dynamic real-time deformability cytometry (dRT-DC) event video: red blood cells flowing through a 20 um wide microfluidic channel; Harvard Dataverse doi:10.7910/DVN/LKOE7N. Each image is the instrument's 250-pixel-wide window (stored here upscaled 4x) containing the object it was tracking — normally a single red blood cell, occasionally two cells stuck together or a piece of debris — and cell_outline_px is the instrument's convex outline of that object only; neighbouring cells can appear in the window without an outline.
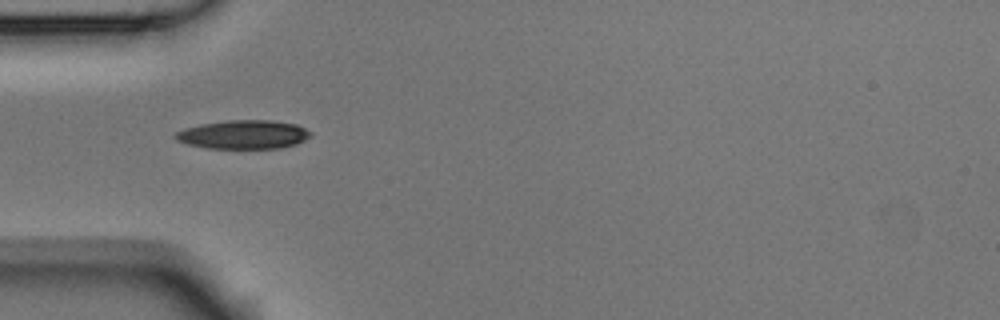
{"species": "Egyptian fruit bat (a non-hibernating species)", "species_latin": "Rousettus aegyptiacus", "temperature_condition": "room temperature", "stored_images_in_passage": 1, "camera_frame_rate_fps": 3000, "um_per_image_px": 0.085, "animal": {"sex": "male"}, "frame": {"image": 1, "passage_image": 1, "time_ms": 0.0, "image_size_px": [1000, 320], "cell_outline_px": [[312, 136], [296, 144], [280, 148], [208, 148], [188, 144], [176, 140], [172, 136], [176, 132], [184, 128], [200, 124], [228, 120], [268, 120], [296, 124], [312, 132]], "centroid_in_image_um": [20.68, 11.43], "position_along_channel_um": 64.3, "area_um2": 22.66}}